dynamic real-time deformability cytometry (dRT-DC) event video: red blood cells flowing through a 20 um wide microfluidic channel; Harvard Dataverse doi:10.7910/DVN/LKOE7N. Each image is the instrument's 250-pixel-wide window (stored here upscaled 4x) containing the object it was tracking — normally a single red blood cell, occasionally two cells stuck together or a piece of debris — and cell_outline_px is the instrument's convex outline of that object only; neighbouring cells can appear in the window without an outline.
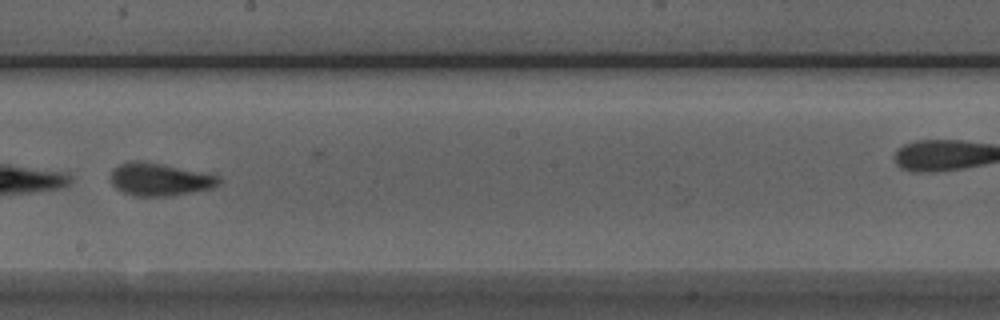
{"species": "Egyptian fruit bat (a non-hibernating species)", "species_latin": "Rousettus aegyptiacus", "temperature_condition": "room temperature", "stored_images_in_passage": 26, "camera_frame_rate_fps": 3000, "um_per_image_px": 0.085, "animal": {"sex": "male"}, "frame": {"image": 1, "passage_image": 15, "time_ms": 4.667, "image_size_px": [1000, 320], "cell_outline_px": [[224, 180], [220, 184], [212, 188], [172, 196], [132, 196], [116, 188], [112, 184], [112, 168], [128, 160], [140, 160], [220, 176]], "centroid_in_image_um": [13.58, 15.25], "position_along_channel_um": 234.6, "area_um2": 20.63}}
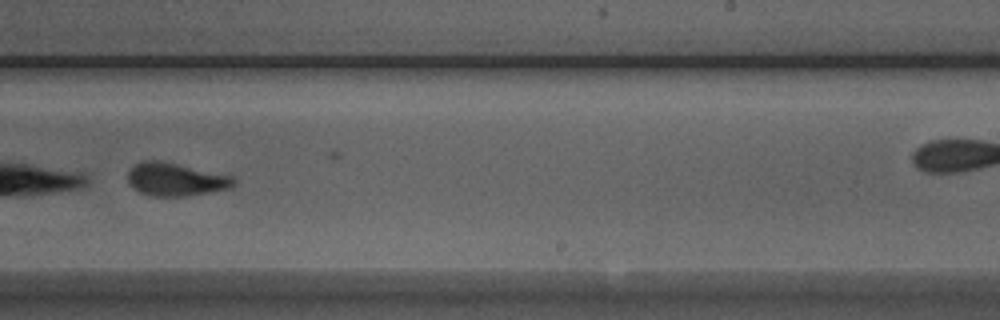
{"frame": {"image": 2, "passage_image": 18, "time_ms": 5.667, "image_size_px": [1000, 320], "cell_outline_px": [[236, 184], [232, 188], [188, 196], [152, 196], [140, 192], [132, 188], [128, 184], [128, 172], [136, 164], [144, 160], [156, 160], [176, 164], [232, 176], [236, 180]], "centroid_in_image_um": [14.93, 15.27], "position_along_channel_um": 274.1, "area_um2": 20.29}, "authors_computed_cell_mechanics": {"area_um2": 20.6346, "velocity_mm_per_s": 3.9635, "shape_relaxation_time_tau1_ms": 3.0302, "shape_relaxation_time_tau2_ms": 1.3486, "deformation_change_tau1": 0.1128, "deformation_change_tau2": 0.0735}}